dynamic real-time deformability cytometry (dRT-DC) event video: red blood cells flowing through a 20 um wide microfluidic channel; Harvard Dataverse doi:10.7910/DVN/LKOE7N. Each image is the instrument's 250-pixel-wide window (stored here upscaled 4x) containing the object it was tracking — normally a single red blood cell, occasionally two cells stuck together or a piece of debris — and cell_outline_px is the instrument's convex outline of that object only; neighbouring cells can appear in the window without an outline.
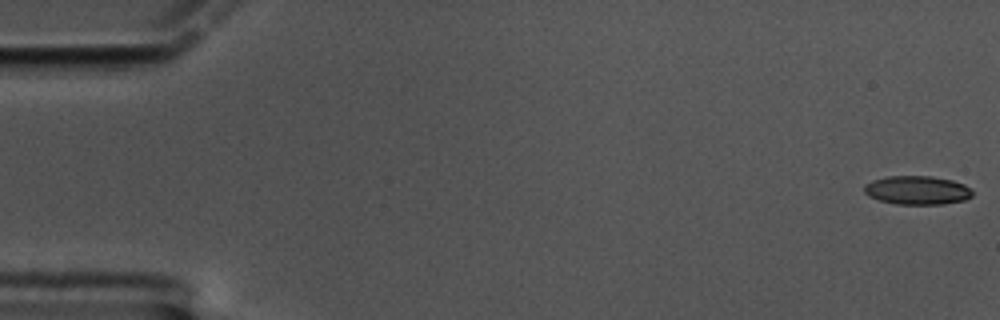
{"species": "common noctule bat (a hibernating species)", "species_latin": "Nyctalus noctula", "temperature_condition": "cold", "stored_images_in_passage": 17, "camera_frame_rate_fps": 3000, "um_per_image_px": 0.085, "animal": {"sex": "male", "body_mass_g": 17.5, "forearm_length_mm": 52.3}, "frame": {"image": 1, "passage_image": 1, "time_ms": 0.0, "image_size_px": [1000, 320], "cell_outline_px": [[972, 196], [964, 200], [944, 204], [896, 204], [880, 200], [868, 196], [864, 192], [864, 184], [872, 180], [888, 176], [932, 176], [952, 180], [964, 184], [972, 192]], "centroid_in_image_um": [77.94, 16.16], "position_along_channel_um": 7.1, "area_um2": 18.09}}
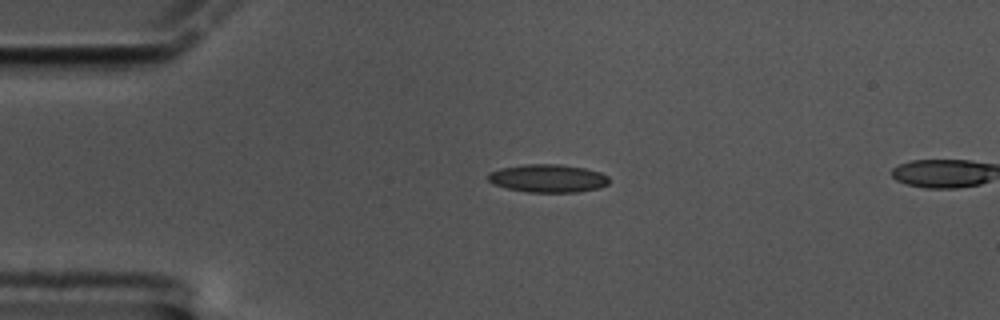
{"frame": {"image": 2, "passage_image": 14, "time_ms": 4.333, "image_size_px": [1000, 320], "cell_outline_px": [[608, 184], [600, 188], [576, 192], [528, 192], [508, 188], [492, 184], [488, 180], [488, 172], [500, 168], [528, 164], [560, 164], [584, 168], [600, 172], [608, 176]], "centroid_in_image_um": [46.56, 15.16], "position_along_channel_um": 38.4, "area_um2": 19.77}}